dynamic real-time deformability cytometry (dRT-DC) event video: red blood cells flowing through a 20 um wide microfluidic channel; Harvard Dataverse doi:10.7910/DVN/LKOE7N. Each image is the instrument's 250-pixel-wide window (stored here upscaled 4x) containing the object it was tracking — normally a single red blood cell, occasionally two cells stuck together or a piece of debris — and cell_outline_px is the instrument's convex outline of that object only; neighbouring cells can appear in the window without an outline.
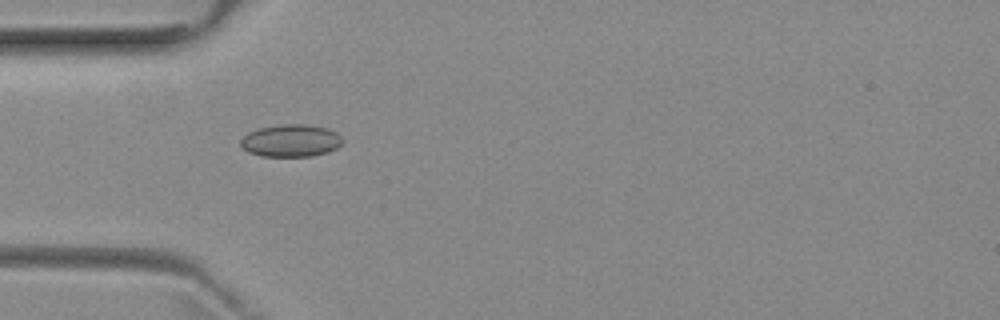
{"species": "common noctule bat (a hibernating species)", "species_latin": "Nyctalus noctula", "temperature_condition": "room temperature", "stored_images_in_passage": 38, "camera_frame_rate_fps": 3000, "um_per_image_px": 0.085, "animal": {"sex": "female", "body_mass_g": 29.2, "forearm_length_mm": 56.3}, "frame": {"image": 1, "passage_image": 2, "time_ms": 0.333, "image_size_px": [1000, 320], "cell_outline_px": [[344, 140], [336, 148], [328, 152], [312, 156], [260, 156], [248, 152], [240, 144], [240, 140], [248, 132], [260, 128], [280, 124], [304, 124], [328, 128], [336, 132]], "centroid_in_image_um": [24.72, 11.95], "position_along_channel_um": 60.3, "area_um2": 19.25}}
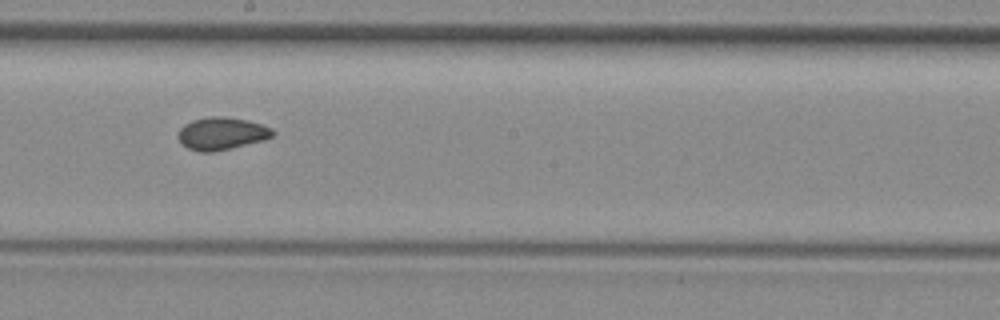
{"frame": {"image": 2, "passage_image": 15, "time_ms": 4.667, "image_size_px": [1000, 320], "cell_outline_px": [[276, 132], [272, 136], [264, 140], [212, 152], [200, 152], [188, 148], [180, 140], [180, 128], [184, 124], [192, 120], [212, 116], [220, 116], [248, 120], [272, 128]], "centroid_in_image_um": [18.87, 11.34], "position_along_channel_um": 229.3, "area_um2": 17.63}}
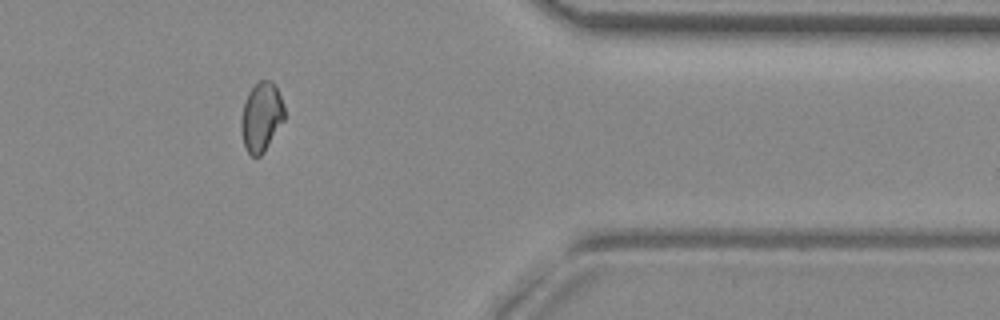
{"frame": {"image": 3, "passage_image": 29, "time_ms": 9.333, "image_size_px": [1000, 320], "cell_outline_px": [[284, 120], [264, 152], [260, 156], [252, 156], [248, 152], [244, 144], [240, 128], [240, 120], [244, 104], [248, 92], [260, 80], [272, 80], [276, 84], [284, 108]], "centroid_in_image_um": [22.21, 9.92], "position_along_channel_um": 389.2, "area_um2": 17.4}, "authors_computed_cell_mechanics": {"area_um2": 17.5712, "velocity_mm_per_s": 3.9368, "shape_relaxation_time_tau1_ms": null, "shape_relaxation_time_tau2_ms": 2.1118, "deformation_change_tau1": null, "deformation_change_tau2": 0.0587}}